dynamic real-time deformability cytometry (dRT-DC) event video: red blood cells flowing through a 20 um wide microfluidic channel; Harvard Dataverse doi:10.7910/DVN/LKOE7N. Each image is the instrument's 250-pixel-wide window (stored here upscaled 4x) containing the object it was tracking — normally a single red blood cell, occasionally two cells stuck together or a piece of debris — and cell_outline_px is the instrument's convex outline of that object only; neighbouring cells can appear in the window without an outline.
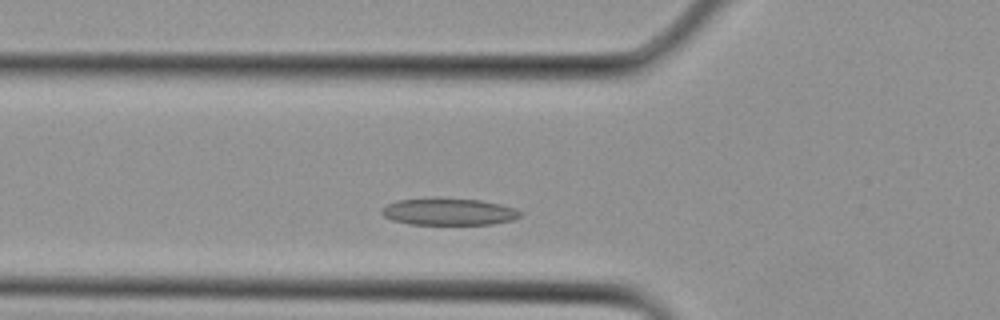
{"species": "Egyptian fruit bat (a non-hibernating species)", "species_latin": "Rousettus aegyptiacus", "temperature_condition": "cold", "stored_images_in_passage": 4, "camera_frame_rate_fps": 3000, "um_per_image_px": 0.085, "animal": {"sex": "female"}, "frame": {"image": 1, "passage_image": 4, "time_ms": 1.0, "image_size_px": [1000, 320], "cell_outline_px": [[524, 212], [520, 216], [512, 220], [492, 224], [408, 224], [392, 220], [384, 216], [380, 212], [380, 208], [396, 200], [480, 200], [500, 204], [516, 208]], "centroid_in_image_um": [38.17, 18.03], "position_along_channel_um": 87.6, "area_um2": 21.15}}